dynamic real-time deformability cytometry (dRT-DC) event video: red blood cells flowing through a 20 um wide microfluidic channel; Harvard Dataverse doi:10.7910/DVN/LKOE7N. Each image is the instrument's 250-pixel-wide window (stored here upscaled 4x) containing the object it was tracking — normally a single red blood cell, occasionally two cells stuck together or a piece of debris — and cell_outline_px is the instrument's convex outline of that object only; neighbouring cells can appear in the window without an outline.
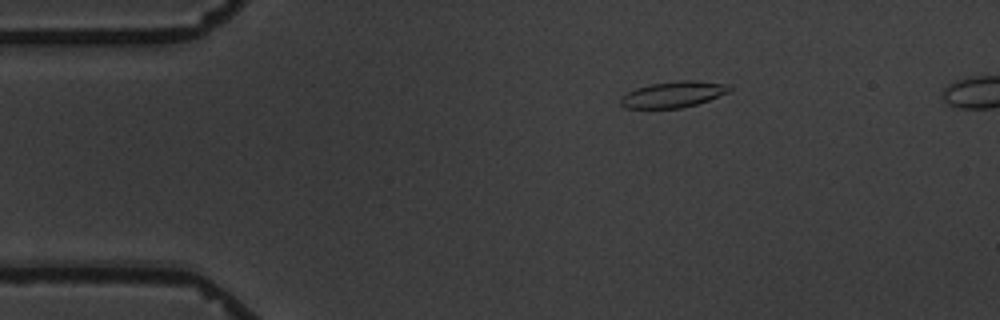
{"species": "common noctule bat (a hibernating species)", "species_latin": "Nyctalus noctula", "temperature_condition": "warm", "stored_images_in_passage": 4, "segment_of_instrument_passage": [1, 2], "camera_frame_rate_fps": 3000, "um_per_image_px": 0.085, "animal": {"sex": "male", "body_mass_g": 19.5, "forearm_length_mm": 54.6}, "frame": {"image": 1, "passage_image": 1, "time_ms": 0.0, "image_size_px": [1000, 320], "cell_outline_px": [[732, 88], [728, 92], [708, 100], [696, 104], [680, 108], [624, 108], [620, 104], [620, 96], [636, 88], [648, 84], [676, 80], [692, 80], [732, 84]], "centroid_in_image_um": [57.21, 8.01], "position_along_channel_um": 27.8, "area_um2": 16.7}}